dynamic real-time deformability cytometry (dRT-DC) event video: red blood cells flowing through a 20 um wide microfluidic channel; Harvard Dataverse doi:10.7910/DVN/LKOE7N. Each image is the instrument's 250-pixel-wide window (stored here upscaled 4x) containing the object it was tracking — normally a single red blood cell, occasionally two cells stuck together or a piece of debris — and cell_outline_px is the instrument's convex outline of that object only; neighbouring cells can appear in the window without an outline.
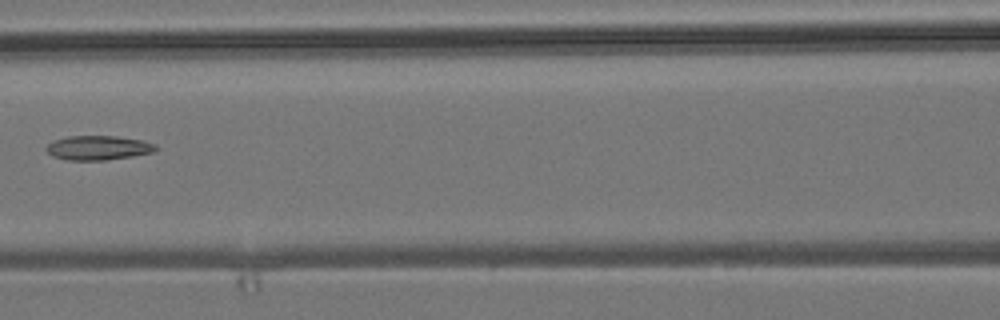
{"species": "common noctule bat (a hibernating species)", "species_latin": "Nyctalus noctula", "temperature_condition": "room temperature", "stored_images_in_passage": 6, "camera_frame_rate_fps": 3000, "um_per_image_px": 0.085, "animal": {"sex": "male", "body_mass_g": 19.2, "forearm_length_mm": 51.8}, "frame": {"image": 1, "passage_image": 6, "time_ms": 6.667, "image_size_px": [1000, 320], "cell_outline_px": [[156, 148], [152, 152], [132, 156], [104, 160], [68, 160], [52, 156], [44, 148], [48, 144], [56, 140], [68, 136], [116, 136], [144, 140], [156, 144]], "centroid_in_image_um": [8.34, 12.56], "position_along_channel_um": 158.3, "area_um2": 15.43}}